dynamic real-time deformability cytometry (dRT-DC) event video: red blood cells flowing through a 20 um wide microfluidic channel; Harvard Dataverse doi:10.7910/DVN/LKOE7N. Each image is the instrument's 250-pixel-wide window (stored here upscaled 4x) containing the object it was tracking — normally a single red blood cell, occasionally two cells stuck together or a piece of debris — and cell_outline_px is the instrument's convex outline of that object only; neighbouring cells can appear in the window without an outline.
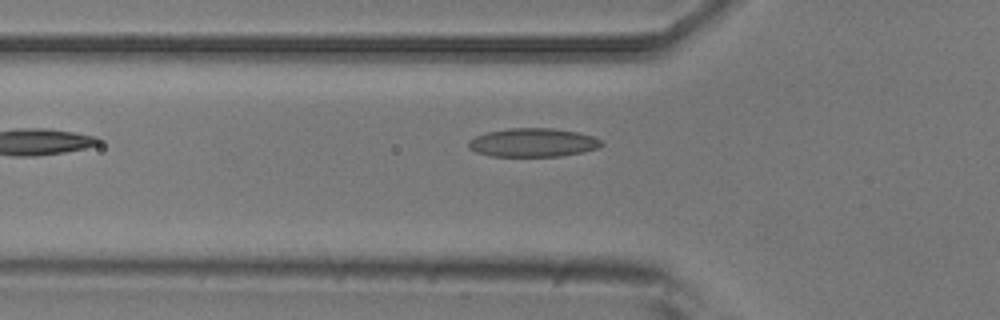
{"species": "common noctule bat (a hibernating species)", "species_latin": "Nyctalus noctula", "temperature_condition": "room temperature", "stored_images_in_passage": 34, "camera_frame_rate_fps": 3000, "um_per_image_px": 0.085, "animal": {"sex": "male", "body_mass_g": 20.5, "forearm_length_mm": 52.5}, "frame": {"image": 1, "passage_image": 4, "time_ms": 1.0, "image_size_px": [1000, 320], "cell_outline_px": [[604, 144], [596, 148], [584, 152], [560, 156], [492, 156], [476, 152], [468, 148], [468, 140], [476, 136], [488, 132], [508, 128], [552, 128], [580, 132], [592, 136], [600, 140]], "centroid_in_image_um": [45.3, 12.11], "position_along_channel_um": 80.5, "area_um2": 22.2}}
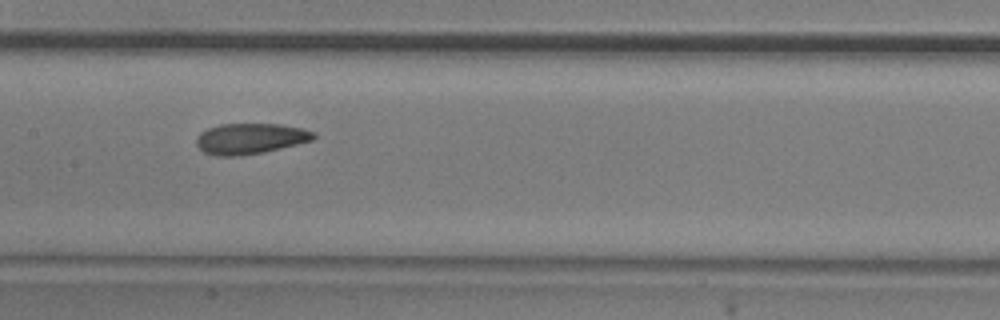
{"frame": {"image": 2, "passage_image": 12, "time_ms": 3.667, "image_size_px": [1000, 320], "cell_outline_px": [[316, 136], [312, 140], [264, 152], [240, 156], [216, 156], [204, 152], [196, 144], [196, 136], [200, 132], [208, 128], [220, 124], [280, 124], [300, 128], [316, 132]], "centroid_in_image_um": [21.24, 11.78], "position_along_channel_um": 186.2, "area_um2": 20.98}}
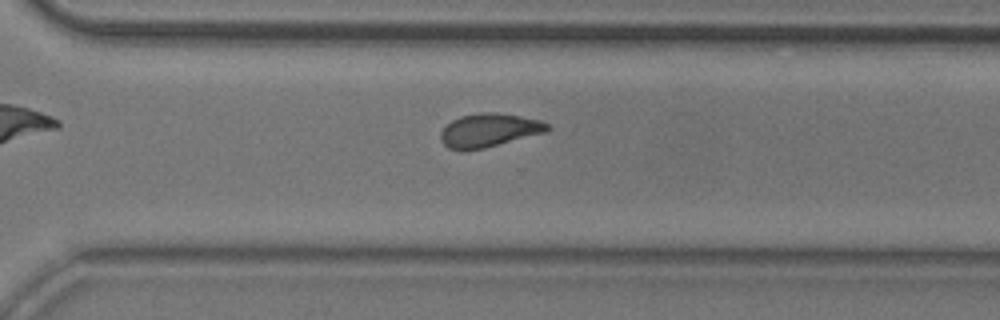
{"frame": {"image": 3, "passage_image": 23, "time_ms": 7.333, "image_size_px": [1000, 320], "cell_outline_px": [[552, 128], [544, 132], [484, 148], [464, 152], [448, 148], [440, 140], [440, 132], [452, 120], [460, 116], [484, 112], [496, 112], [520, 116], [540, 120], [548, 124]], "centroid_in_image_um": [41.53, 11.08], "position_along_channel_um": 329.1, "area_um2": 20.81}, "authors_computed_cell_mechanics": {"area_um2": 20.7213, "velocity_mm_per_s": 3.919, "shape_relaxation_time_tau1_ms": 6.3679, "shape_relaxation_time_tau2_ms": 2.2945, "deformation_change_tau1": 0.1516, "deformation_change_tau2": 0.0857}}